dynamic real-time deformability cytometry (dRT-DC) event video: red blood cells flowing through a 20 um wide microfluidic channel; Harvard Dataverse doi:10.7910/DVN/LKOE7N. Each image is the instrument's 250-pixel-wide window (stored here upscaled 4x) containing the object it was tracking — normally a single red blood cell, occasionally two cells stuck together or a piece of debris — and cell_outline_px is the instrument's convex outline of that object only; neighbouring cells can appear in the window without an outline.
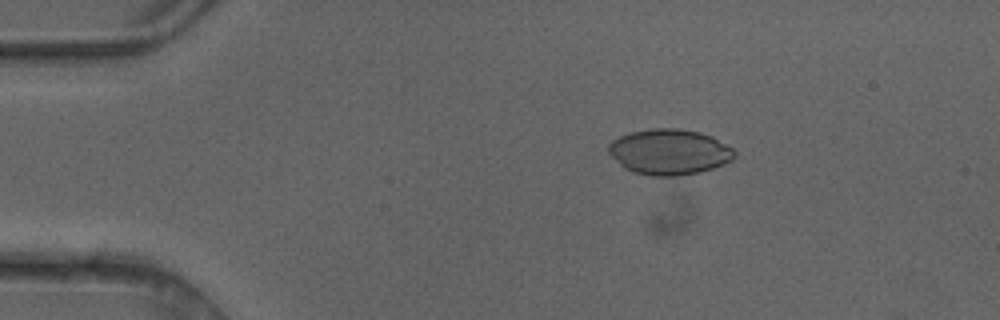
{"species": "common noctule bat (a hibernating species)", "species_latin": "Nyctalus noctula", "temperature_condition": "cold", "stored_images_in_passage": 4, "camera_frame_rate_fps": 3000, "um_per_image_px": 0.085, "animal": {"sex": "female"}, "frame": {"image": 1, "passage_image": 3, "time_ms": 0.667, "image_size_px": [1000, 320], "cell_outline_px": [[736, 156], [732, 160], [724, 164], [700, 172], [676, 176], [652, 176], [632, 172], [624, 168], [608, 152], [608, 144], [612, 140], [620, 136], [632, 132], [648, 128], [680, 128], [700, 132], [712, 136], [732, 148], [736, 152]], "centroid_in_image_um": [56.89, 12.91], "position_along_channel_um": 28.1, "area_um2": 33.64}}